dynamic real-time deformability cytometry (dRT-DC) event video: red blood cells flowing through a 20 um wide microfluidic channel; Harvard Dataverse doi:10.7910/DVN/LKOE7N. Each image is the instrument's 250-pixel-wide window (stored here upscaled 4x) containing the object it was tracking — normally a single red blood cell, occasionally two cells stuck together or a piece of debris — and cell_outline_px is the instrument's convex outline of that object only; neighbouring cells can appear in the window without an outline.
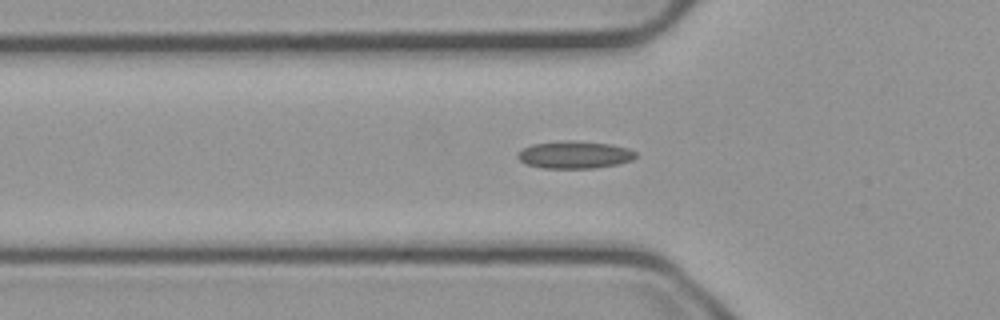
{"species": "common noctule bat (a hibernating species)", "species_latin": "Nyctalus noctula", "temperature_condition": "cold", "stored_images_in_passage": 55, "camera_frame_rate_fps": 3000, "um_per_image_px": 0.085, "animal": {"sex": "male", "body_mass_g": 23.1, "forearm_length_mm": 52.7}, "frame": {"image": 1, "passage_image": 17, "time_ms": 5.333, "image_size_px": [1000, 320], "cell_outline_px": [[636, 156], [632, 160], [616, 164], [596, 168], [544, 168], [528, 164], [520, 160], [516, 156], [524, 148], [532, 144], [568, 140], [576, 140], [608, 144], [628, 148], [636, 152]], "centroid_in_image_um": [48.86, 13.15], "position_along_channel_um": 76.9, "area_um2": 18.67}}
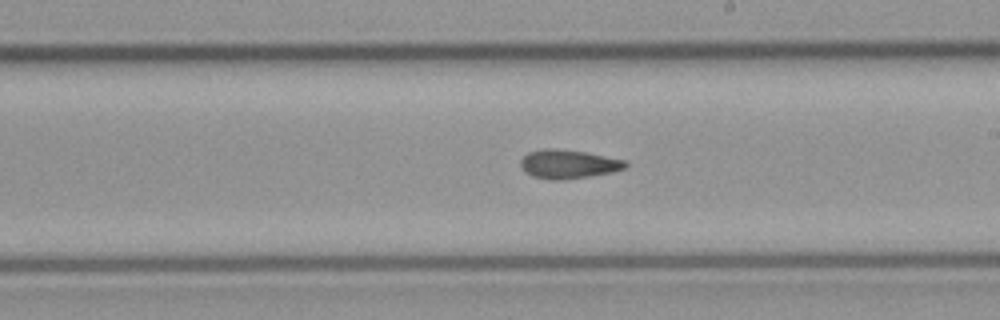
{"frame": {"image": 2, "passage_image": 30, "time_ms": 9.667, "image_size_px": [1000, 320], "cell_outline_px": [[628, 164], [624, 168], [612, 172], [588, 176], [560, 180], [548, 180], [532, 176], [524, 172], [520, 164], [520, 160], [528, 152], [544, 148], [552, 148], [584, 152], [624, 160]], "centroid_in_image_um": [48.24, 13.95], "position_along_channel_um": 240.8, "area_um2": 17.46}}
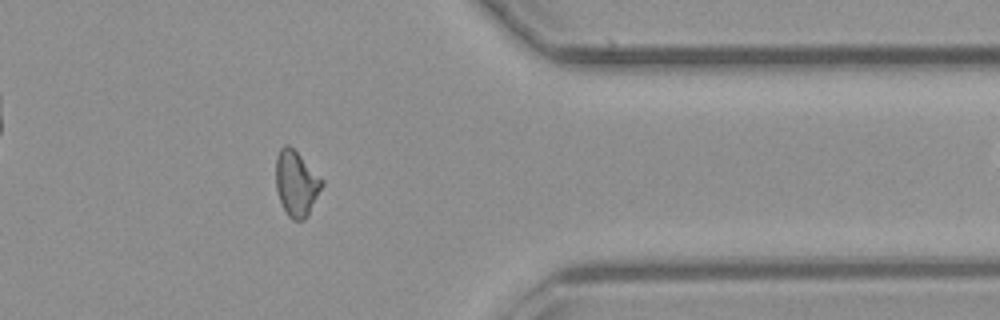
{"frame": {"image": 3, "passage_image": 43, "time_ms": 14.0, "image_size_px": [1000, 320], "cell_outline_px": [[324, 184], [308, 216], [304, 220], [292, 220], [288, 216], [280, 200], [276, 188], [276, 156], [280, 148], [284, 144], [288, 144], [324, 180]], "centroid_in_image_um": [25.19, 15.6], "position_along_channel_um": 386.2, "area_um2": 17.51}, "authors_computed_cell_mechanics": {"area_um2": 17.4556, "velocity_mm_per_s": 3.7436, "shape_relaxation_time_tau1_ms": null, "shape_relaxation_time_tau2_ms": 4.786, "deformation_change_tau1": null, "deformation_change_tau2": 0.1145}}